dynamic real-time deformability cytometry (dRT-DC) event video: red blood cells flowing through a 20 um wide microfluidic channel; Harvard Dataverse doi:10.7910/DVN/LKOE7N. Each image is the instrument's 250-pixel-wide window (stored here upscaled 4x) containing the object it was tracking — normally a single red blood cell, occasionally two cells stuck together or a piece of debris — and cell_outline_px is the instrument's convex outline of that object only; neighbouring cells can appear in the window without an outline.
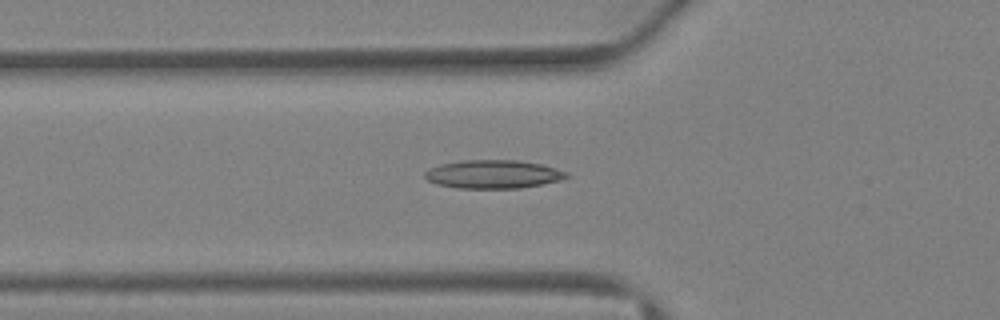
{"species": "Egyptian fruit bat (a non-hibernating species)", "species_latin": "Rousettus aegyptiacus", "temperature_condition": "warm", "stored_images_in_passage": 38, "camera_frame_rate_fps": 3000, "um_per_image_px": 0.085, "animal": {"sex": "female"}, "frame": {"image": 1, "passage_image": 12, "time_ms": 3.667, "image_size_px": [1000, 320], "cell_outline_px": [[568, 176], [560, 180], [520, 188], [456, 188], [436, 184], [428, 180], [424, 176], [424, 172], [428, 168], [440, 164], [464, 160], [516, 160], [540, 164], [568, 172]], "centroid_in_image_um": [41.87, 14.81], "position_along_channel_um": 83.9, "area_um2": 23.35}}
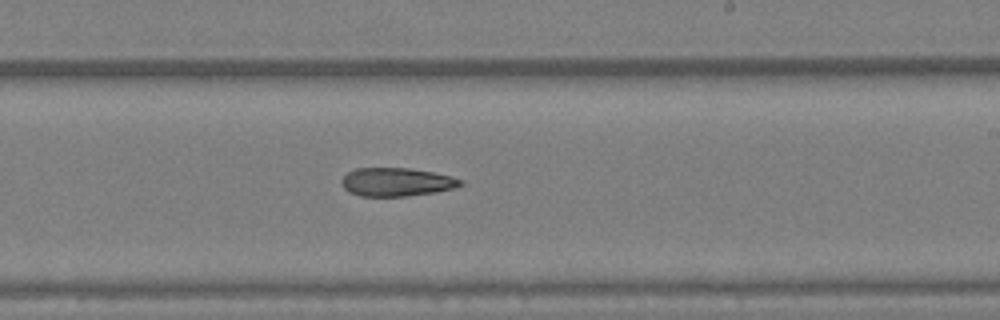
{"frame": {"image": 2, "passage_image": 22, "time_ms": 7.0, "image_size_px": [1000, 320], "cell_outline_px": [[464, 184], [452, 188], [436, 192], [404, 196], [360, 196], [348, 192], [344, 188], [340, 180], [348, 172], [356, 168], [408, 168], [432, 172], [464, 180]], "centroid_in_image_um": [33.67, 15.47], "position_along_channel_um": 255.3, "area_um2": 19.59}}
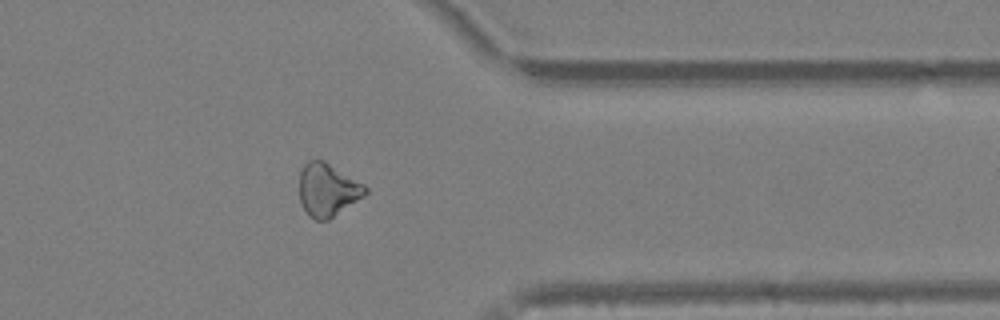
{"frame": {"image": 3, "passage_image": 30, "time_ms": 9.667, "image_size_px": [1000, 320], "cell_outline_px": [[368, 192], [364, 196], [328, 220], [316, 220], [308, 216], [300, 204], [300, 172], [304, 164], [308, 160], [324, 160], [364, 184], [368, 188]], "centroid_in_image_um": [27.84, 16.14], "position_along_channel_um": 383.6, "area_um2": 20.4}}